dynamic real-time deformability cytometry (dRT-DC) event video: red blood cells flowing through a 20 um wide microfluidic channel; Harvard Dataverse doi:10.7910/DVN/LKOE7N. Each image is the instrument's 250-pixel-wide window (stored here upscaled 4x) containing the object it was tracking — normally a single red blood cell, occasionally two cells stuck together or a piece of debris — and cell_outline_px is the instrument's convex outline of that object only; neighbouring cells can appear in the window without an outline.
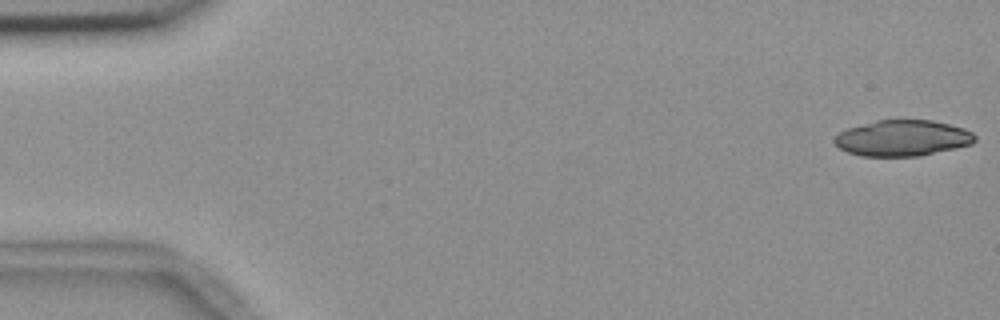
{"species": "common noctule bat (a hibernating species)", "species_latin": "Nyctalus noctula", "temperature_condition": "room temperature", "stored_images_in_passage": 23, "camera_frame_rate_fps": 3000, "um_per_image_px": 0.085, "animal": {"sex": "female", "body_mass_g": 18.4}, "frame": {"image": 1, "passage_image": 1, "time_ms": 0.0, "image_size_px": [1000, 320], "cell_outline_px": [[976, 140], [972, 144], [956, 148], [920, 156], [860, 156], [848, 152], [840, 148], [832, 140], [840, 132], [848, 128], [876, 120], [932, 120], [964, 128], [972, 132], [976, 136]], "centroid_in_image_um": [76.73, 11.74], "position_along_channel_um": 8.3, "area_um2": 29.42}}